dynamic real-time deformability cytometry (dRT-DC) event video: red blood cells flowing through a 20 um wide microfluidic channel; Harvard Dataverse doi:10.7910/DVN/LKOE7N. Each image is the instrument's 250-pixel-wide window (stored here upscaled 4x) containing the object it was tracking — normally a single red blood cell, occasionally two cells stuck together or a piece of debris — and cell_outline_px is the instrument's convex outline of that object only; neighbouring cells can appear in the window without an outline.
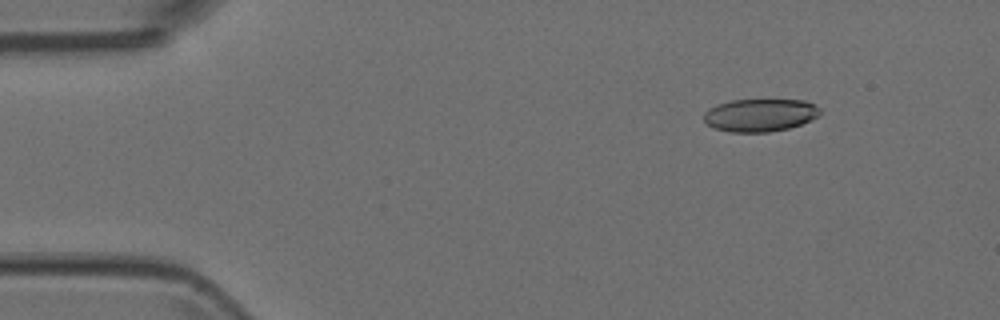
{"species": "Egyptian fruit bat (a non-hibernating species)", "species_latin": "Rousettus aegyptiacus", "temperature_condition": "room temperature", "stored_images_in_passage": 5, "camera_frame_rate_fps": 3000, "um_per_image_px": 0.085, "animal": {"sex": "female"}, "frame": {"image": 1, "passage_image": 2, "time_ms": 0.333, "image_size_px": [1000, 320], "cell_outline_px": [[820, 112], [812, 120], [788, 128], [768, 132], [728, 132], [712, 128], [704, 120], [704, 112], [708, 108], [716, 104], [732, 100], [804, 100], [820, 108]], "centroid_in_image_um": [64.55, 9.79], "position_along_channel_um": 20.4, "area_um2": 22.2}}